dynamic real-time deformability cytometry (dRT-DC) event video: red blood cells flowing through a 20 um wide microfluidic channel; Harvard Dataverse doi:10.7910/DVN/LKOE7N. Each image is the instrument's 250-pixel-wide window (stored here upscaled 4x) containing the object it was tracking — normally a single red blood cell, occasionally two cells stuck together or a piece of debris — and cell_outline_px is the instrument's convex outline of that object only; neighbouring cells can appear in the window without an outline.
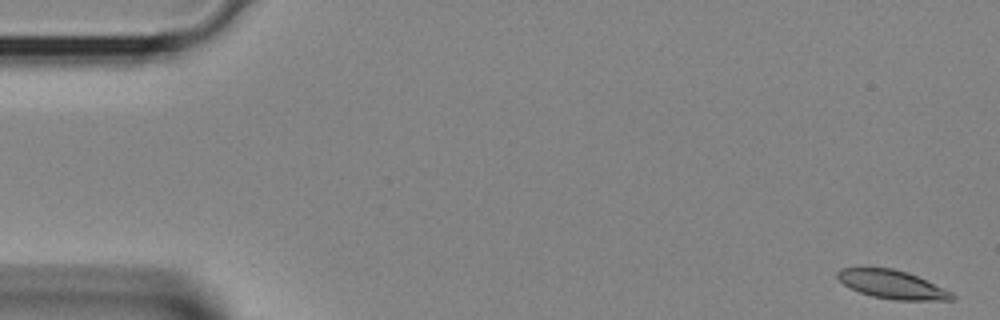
{"species": "Egyptian fruit bat (a non-hibernating species)", "species_latin": "Rousettus aegyptiacus", "temperature_condition": "room temperature", "stored_images_in_passage": 38, "camera_frame_rate_fps": 3000, "um_per_image_px": 0.085, "animal": {"sex": "female"}, "frame": {"image": 1, "passage_image": 1, "time_ms": 0.0, "image_size_px": [1000, 320], "cell_outline_px": [[956, 296], [952, 300], [896, 300], [872, 296], [860, 292], [844, 284], [836, 276], [836, 272], [840, 268], [892, 268], [908, 272], [944, 288], [952, 292]], "centroid_in_image_um": [75.85, 24.18], "position_along_channel_um": 9.2, "area_um2": 18.84}}
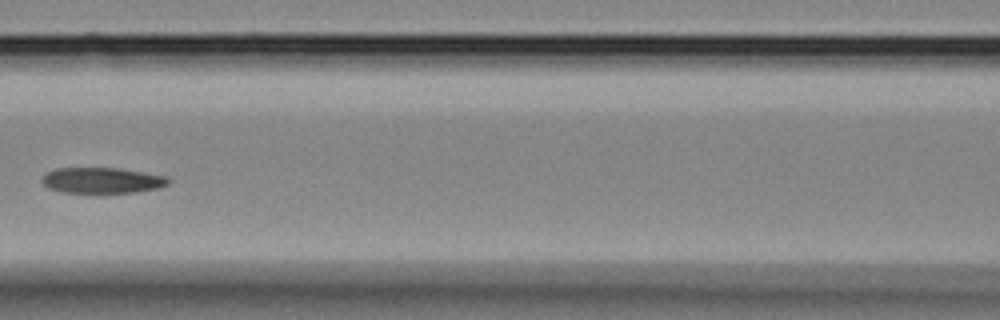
{"frame": {"image": 2, "passage_image": 17, "time_ms": 5.333, "image_size_px": [1000, 320], "cell_outline_px": [[172, 180], [168, 184], [156, 188], [132, 192], [60, 192], [48, 188], [40, 180], [44, 172], [56, 168], [120, 168], [168, 176]], "centroid_in_image_um": [8.65, 15.31], "position_along_channel_um": 158.0, "area_um2": 19.02}}
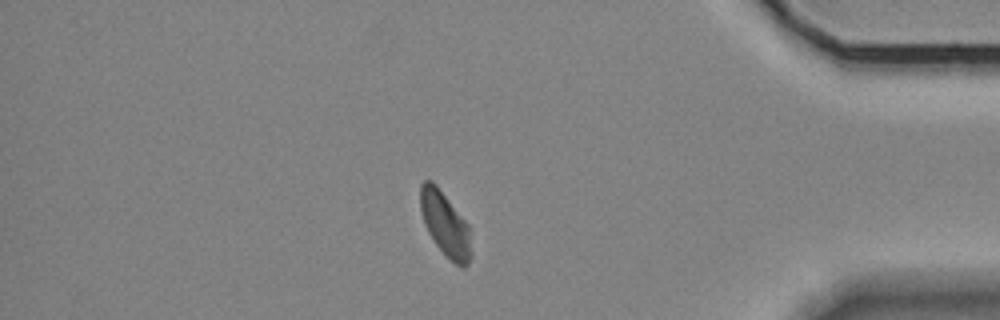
{"frame": {"image": 3, "passage_image": 33, "time_ms": 10.667, "image_size_px": [1000, 320], "cell_outline_px": [[472, 256], [468, 264], [464, 268], [456, 264], [436, 244], [428, 232], [424, 224], [420, 208], [420, 184], [424, 180], [432, 180], [436, 184], [468, 224]], "centroid_in_image_um": [37.83, 19.03], "position_along_channel_um": 397.4, "area_um2": 18.84}}